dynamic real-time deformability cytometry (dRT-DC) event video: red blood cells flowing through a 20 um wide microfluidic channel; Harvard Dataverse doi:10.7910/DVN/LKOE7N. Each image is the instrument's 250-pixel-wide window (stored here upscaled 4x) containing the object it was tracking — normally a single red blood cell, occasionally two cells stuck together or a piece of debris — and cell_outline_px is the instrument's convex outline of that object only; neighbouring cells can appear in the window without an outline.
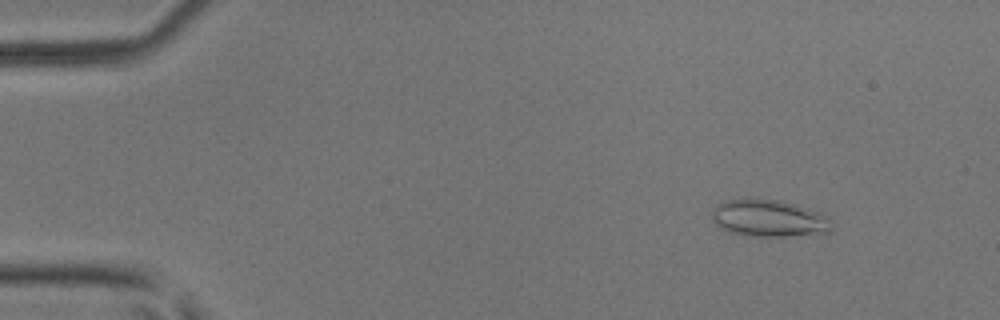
{"species": "common noctule bat (a hibernating species)", "species_latin": "Nyctalus noctula", "temperature_condition": "room temperature", "stored_images_in_passage": 53, "camera_frame_rate_fps": 3000, "um_per_image_px": 0.085, "animal": {"sex": "male", "body_mass_g": 17.9, "forearm_length_mm": 54.2}, "frame": {"image": 1, "passage_image": 6, "time_ms": 1.667, "image_size_px": [1000, 320], "cell_outline_px": [[832, 228], [828, 232], [784, 236], [744, 236], [720, 228], [712, 220], [712, 208], [716, 204], [724, 200], [784, 200], [820, 212], [828, 216]], "centroid_in_image_um": [65.34, 18.55], "position_along_channel_um": 19.7, "area_um2": 25.72}}
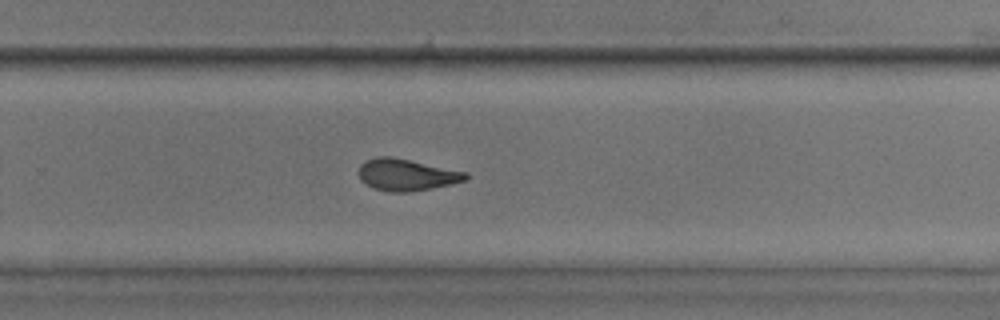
{"frame": {"image": 2, "passage_image": 35, "time_ms": 11.333, "image_size_px": [1000, 320], "cell_outline_px": [[468, 176], [464, 180], [448, 184], [408, 192], [388, 192], [372, 188], [360, 180], [360, 164], [364, 160], [376, 156], [388, 156], [468, 172]], "centroid_in_image_um": [34.49, 14.85], "position_along_channel_um": 295.3, "area_um2": 19.48}}
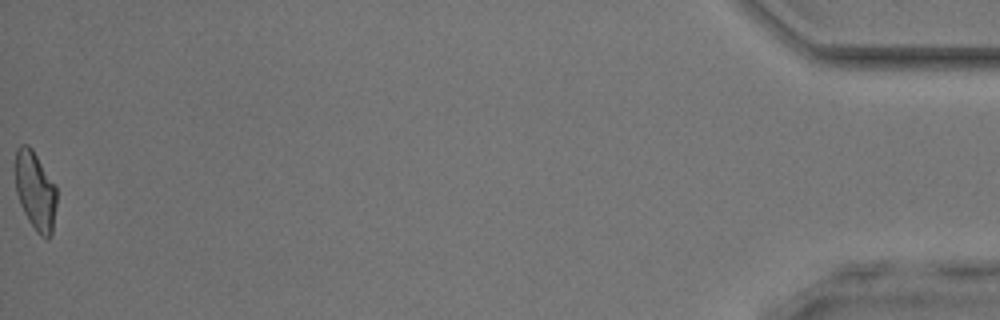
{"frame": {"image": 3, "passage_image": 53, "time_ms": 17.333, "image_size_px": [1000, 320], "cell_outline_px": [[56, 204], [52, 236], [48, 240], [40, 236], [36, 232], [28, 220], [20, 204], [16, 192], [16, 148], [20, 144], [28, 144], [32, 148], [56, 184]], "centroid_in_image_um": [3.02, 16.23], "position_along_channel_um": 432.2, "area_um2": 19.25}, "authors_computed_cell_mechanics": {"area_um2": 19.941, "velocity_mm_per_s": 3.9137, "shape_relaxation_time_tau1_ms": 5.8548, "shape_relaxation_time_tau2_ms": 1.3756, "deformation_change_tau1": 0.1802, "deformation_change_tau2": 0.0866}}